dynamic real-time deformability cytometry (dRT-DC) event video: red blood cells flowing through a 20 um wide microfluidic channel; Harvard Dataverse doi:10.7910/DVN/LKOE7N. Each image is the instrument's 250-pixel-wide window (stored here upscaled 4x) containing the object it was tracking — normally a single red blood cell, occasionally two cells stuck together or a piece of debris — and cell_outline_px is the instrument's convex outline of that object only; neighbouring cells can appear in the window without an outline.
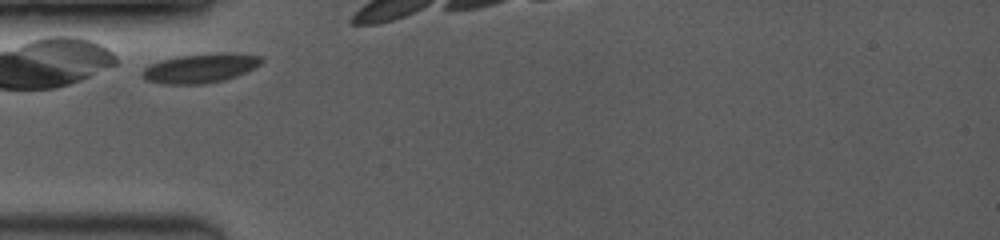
{"species": "common noctule bat (a hibernating species)", "species_latin": "Nyctalus noctula", "temperature_condition": "room temperature", "stored_images_in_passage": 6, "camera_frame_rate_fps": 3500, "um_per_image_px": 0.085, "animal": {"sex": "female", "body_mass_g": 19.0, "forearm_length_mm": 53.3}, "frame": {"image": 1, "passage_image": 1, "time_ms": 0.0, "image_size_px": [1000, 240], "cell_outline_px": [[264, 60], [260, 64], [236, 76], [224, 80], [204, 84], [164, 84], [148, 80], [140, 76], [140, 72], [144, 68], [160, 60], [180, 56], [216, 52], [232, 52], [260, 56]], "centroid_in_image_um": [17.02, 5.79], "position_along_channel_um": 68.0, "area_um2": 20.35}}